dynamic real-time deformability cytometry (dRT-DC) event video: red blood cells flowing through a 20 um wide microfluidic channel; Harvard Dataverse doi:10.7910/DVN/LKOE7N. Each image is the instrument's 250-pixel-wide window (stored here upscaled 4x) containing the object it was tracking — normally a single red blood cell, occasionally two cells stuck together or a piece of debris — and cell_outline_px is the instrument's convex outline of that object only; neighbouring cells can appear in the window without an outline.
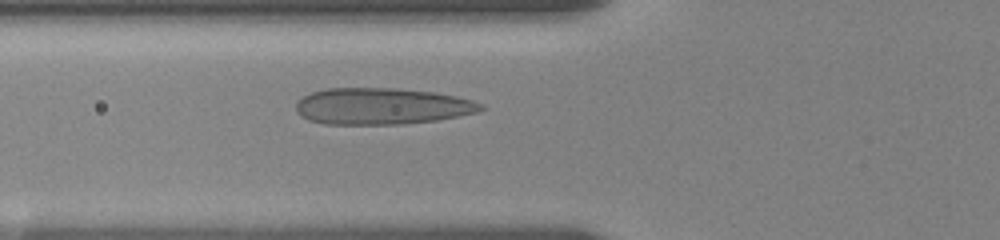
{"species": "human", "species_latin": "Homo sapiens", "temperature_condition": "room temperature", "stored_images_in_passage": 50, "camera_frame_rate_fps": 3000, "um_per_image_px": 0.085, "donor": {"sex": "female"}, "frame": {"image": 1, "passage_image": 17, "time_ms": 5.0, "image_size_px": [1000, 240], "cell_outline_px": [[484, 108], [480, 112], [436, 120], [400, 124], [324, 124], [308, 120], [300, 116], [296, 112], [296, 104], [304, 96], [312, 92], [328, 88], [396, 88], [432, 92], [456, 96], [472, 100], [484, 104]], "centroid_in_image_um": [32.46, 9.03], "position_along_channel_um": 93.3, "area_um2": 39.36}}
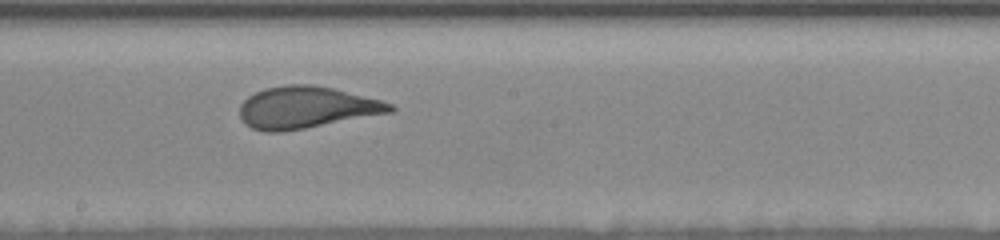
{"frame": {"image": 2, "passage_image": 26, "time_ms": 8.667, "image_size_px": [1000, 240], "cell_outline_px": [[396, 108], [392, 112], [304, 128], [280, 132], [264, 132], [252, 128], [244, 124], [240, 116], [240, 104], [248, 96], [264, 88], [284, 84], [312, 84], [332, 88], [380, 100], [392, 104]], "centroid_in_image_um": [25.99, 9.13], "position_along_channel_um": 222.2, "area_um2": 36.53}}
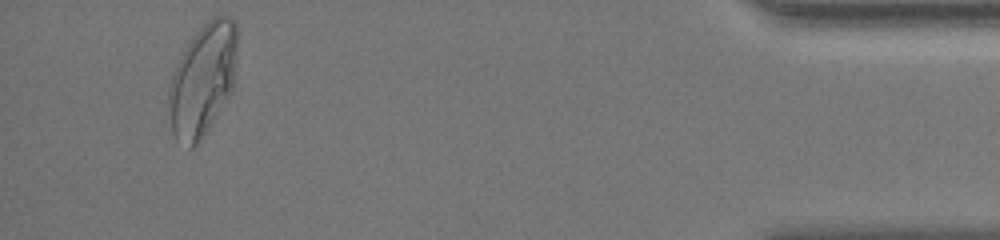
{"frame": {"image": 3, "passage_image": 47, "time_ms": 16.0, "image_size_px": [1000, 240], "cell_outline_px": [[236, 52], [232, 88], [208, 132], [192, 148], [188, 148], [176, 140], [172, 132], [168, 104], [168, 92], [172, 76], [176, 64], [180, 56], [196, 32], [208, 20], [216, 16], [228, 16], [236, 20]], "centroid_in_image_um": [17.21, 6.81], "position_along_channel_um": 418.0, "area_um2": 44.39}, "authors_computed_cell_mechanics": {"area_um2": 38.0324, "velocity_mm_per_s": 3.4956, "shape_relaxation_time_tau1_ms": 5.7281, "shape_relaxation_time_tau2_ms": null, "deformation_change_tau1": 0.2015, "deformation_change_tau2": null}}